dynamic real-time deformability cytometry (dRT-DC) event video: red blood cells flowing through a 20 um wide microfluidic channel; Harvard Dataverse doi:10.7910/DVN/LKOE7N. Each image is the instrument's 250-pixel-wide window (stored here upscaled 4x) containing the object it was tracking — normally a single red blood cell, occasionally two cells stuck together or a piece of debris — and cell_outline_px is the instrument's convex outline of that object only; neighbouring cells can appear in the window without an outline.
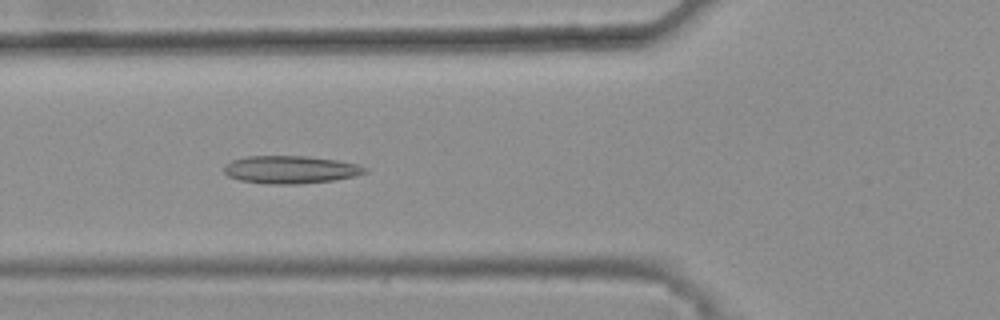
{"species": "common noctule bat (a hibernating species)", "species_latin": "Nyctalus noctula", "temperature_condition": "warm", "stored_images_in_passage": 44, "camera_frame_rate_fps": 3000, "um_per_image_px": 0.085, "animal": {"sex": "female", "body_mass_g": 25.1}, "frame": {"image": 1, "passage_image": 18, "time_ms": 5.667, "image_size_px": [1000, 320], "cell_outline_px": [[368, 172], [352, 176], [332, 180], [300, 184], [268, 184], [240, 180], [228, 176], [224, 172], [224, 168], [232, 160], [248, 156], [308, 156], [336, 160], [356, 164], [368, 168]], "centroid_in_image_um": [24.69, 14.42], "position_along_channel_um": 101.1, "area_um2": 22.6}}
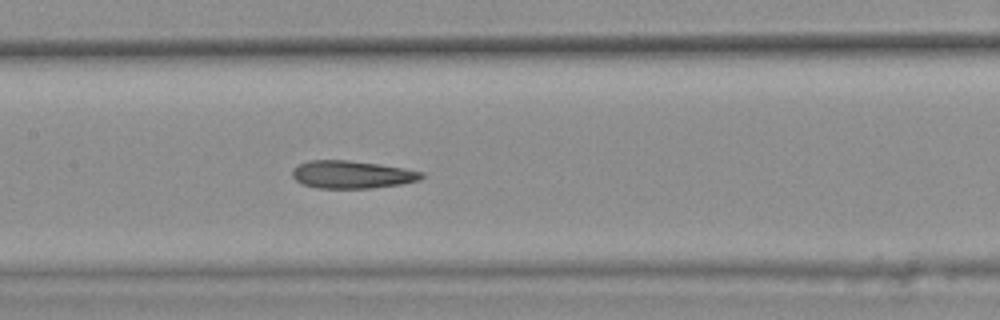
{"frame": {"image": 2, "passage_image": 24, "time_ms": 7.667, "image_size_px": [1000, 320], "cell_outline_px": [[424, 176], [420, 180], [400, 184], [372, 188], [316, 188], [300, 184], [292, 176], [292, 168], [308, 160], [348, 160], [380, 164], [404, 168], [424, 172]], "centroid_in_image_um": [29.89, 14.83], "position_along_channel_um": 177.5, "area_um2": 21.04}}
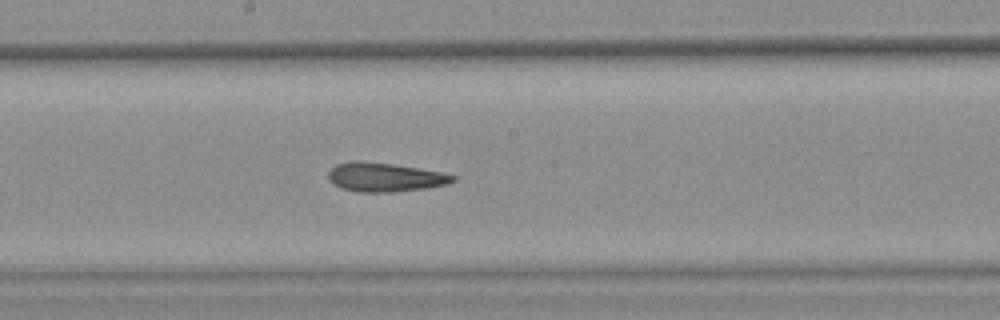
{"frame": {"image": 3, "passage_image": 27, "time_ms": 8.667, "image_size_px": [1000, 320], "cell_outline_px": [[456, 180], [448, 184], [424, 188], [392, 192], [356, 192], [340, 188], [328, 180], [328, 172], [336, 164], [356, 160], [360, 160], [392, 164], [440, 172], [456, 176]], "centroid_in_image_um": [32.66, 15.06], "position_along_channel_um": 215.5, "area_um2": 20.98}, "authors_computed_cell_mechanics": {"area_um2": 21.5305, "velocity_mm_per_s": 3.8111, "shape_relaxation_time_tau1_ms": null, "shape_relaxation_time_tau2_ms": 3.7184, "deformation_change_tau1": null, "deformation_change_tau2": 0.1429}}